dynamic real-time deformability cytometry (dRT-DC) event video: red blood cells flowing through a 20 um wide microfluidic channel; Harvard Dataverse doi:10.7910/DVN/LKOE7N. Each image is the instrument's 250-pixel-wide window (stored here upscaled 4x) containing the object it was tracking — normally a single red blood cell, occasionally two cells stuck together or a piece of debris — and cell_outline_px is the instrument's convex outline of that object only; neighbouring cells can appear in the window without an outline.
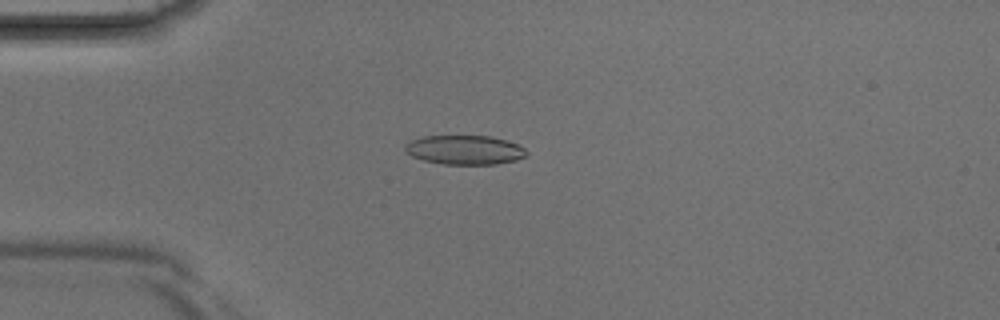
{"species": "Egyptian fruit bat (a non-hibernating species)", "species_latin": "Rousettus aegyptiacus", "temperature_condition": "room temperature", "stored_images_in_passage": 3, "camera_frame_rate_fps": 3000, "um_per_image_px": 0.085, "animal": {"sex": "male"}, "frame": {"image": 1, "passage_image": 3, "time_ms": 0.667, "image_size_px": [1000, 320], "cell_outline_px": [[528, 152], [524, 156], [516, 160], [496, 164], [444, 164], [424, 160], [412, 156], [404, 152], [404, 144], [412, 140], [424, 136], [492, 136], [516, 144], [524, 148]], "centroid_in_image_um": [39.46, 12.74], "position_along_channel_um": 45.5, "area_um2": 20.58}}